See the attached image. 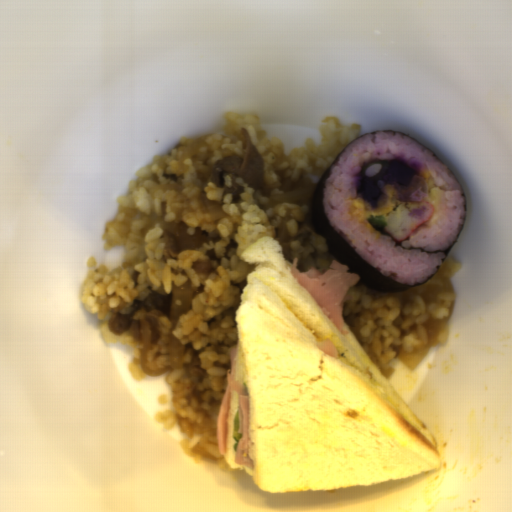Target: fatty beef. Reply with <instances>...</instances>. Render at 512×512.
Instances as JSON below:
<instances>
[{"mask_svg": "<svg viewBox=\"0 0 512 512\" xmlns=\"http://www.w3.org/2000/svg\"><path fill=\"white\" fill-rule=\"evenodd\" d=\"M240 134L246 146L244 157L233 155L214 163L204 161L194 166V183L200 188L212 183L215 187L222 188L224 193L231 194L232 203H235L241 199V194L245 190L241 184L236 183L235 179L239 178L249 189L254 190L256 199L269 196L274 190H280L285 194L298 191L302 194L301 199L297 200L298 205H308L311 208L317 184L303 175L299 180H293L285 170H281V165L287 159L286 154L275 159L271 166L279 178L278 183H265L264 161L261 155L253 145L248 130L243 127Z\"/></svg>", "mask_w": 512, "mask_h": 512, "instance_id": "fatty-beef-1", "label": "fatty beef"}, {"mask_svg": "<svg viewBox=\"0 0 512 512\" xmlns=\"http://www.w3.org/2000/svg\"><path fill=\"white\" fill-rule=\"evenodd\" d=\"M291 217L292 210L289 209L275 226L274 239L278 240L286 262L292 266L293 259L297 258L296 269L302 274L307 273L311 267L320 273L326 272L337 258L329 254L326 238L315 233L311 213H307L298 223L297 234H291L287 229Z\"/></svg>", "mask_w": 512, "mask_h": 512, "instance_id": "fatty-beef-2", "label": "fatty beef"}, {"mask_svg": "<svg viewBox=\"0 0 512 512\" xmlns=\"http://www.w3.org/2000/svg\"><path fill=\"white\" fill-rule=\"evenodd\" d=\"M173 294L165 288L154 289L143 299L117 306L107 318L106 324L113 334L130 332L142 342V321L150 326V345L162 336L159 322L161 316L170 318Z\"/></svg>", "mask_w": 512, "mask_h": 512, "instance_id": "fatty-beef-3", "label": "fatty beef"}, {"mask_svg": "<svg viewBox=\"0 0 512 512\" xmlns=\"http://www.w3.org/2000/svg\"><path fill=\"white\" fill-rule=\"evenodd\" d=\"M188 226L184 220L180 219L164 226L162 235L165 246L160 256L162 261L178 259L182 250H194L206 242L215 244L223 238L218 230L207 231L201 226L195 227L194 234H189Z\"/></svg>", "mask_w": 512, "mask_h": 512, "instance_id": "fatty-beef-4", "label": "fatty beef"}, {"mask_svg": "<svg viewBox=\"0 0 512 512\" xmlns=\"http://www.w3.org/2000/svg\"><path fill=\"white\" fill-rule=\"evenodd\" d=\"M184 346L183 367H181L191 381L201 384L209 375V370L202 367L201 350L195 349L192 342Z\"/></svg>", "mask_w": 512, "mask_h": 512, "instance_id": "fatty-beef-5", "label": "fatty beef"}, {"mask_svg": "<svg viewBox=\"0 0 512 512\" xmlns=\"http://www.w3.org/2000/svg\"><path fill=\"white\" fill-rule=\"evenodd\" d=\"M206 255L208 259H198L192 262V270L199 276H217V269L222 259L218 257L215 249L213 248L207 250Z\"/></svg>", "mask_w": 512, "mask_h": 512, "instance_id": "fatty-beef-6", "label": "fatty beef"}]
</instances>
